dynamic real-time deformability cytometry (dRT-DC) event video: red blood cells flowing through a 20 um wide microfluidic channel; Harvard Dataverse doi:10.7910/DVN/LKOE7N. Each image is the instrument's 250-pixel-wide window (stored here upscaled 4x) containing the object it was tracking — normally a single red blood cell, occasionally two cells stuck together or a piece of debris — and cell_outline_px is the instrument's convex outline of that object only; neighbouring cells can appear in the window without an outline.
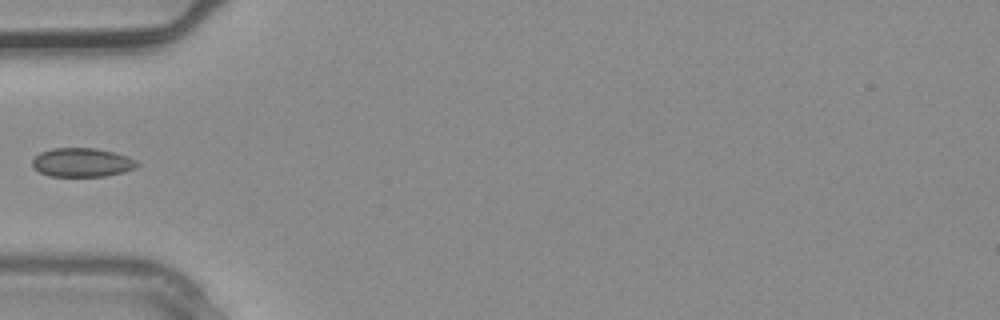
{"species": "common noctule bat (a hibernating species)", "species_latin": "Nyctalus noctula", "temperature_condition": "warm", "stored_images_in_passage": 4, "camera_frame_rate_fps": 3000, "um_per_image_px": 0.085, "animal": {"sex": "male", "body_mass_g": 20.4}, "frame": {"image": 1, "passage_image": 4, "time_ms": 1.0, "image_size_px": [1000, 320], "cell_outline_px": [[140, 164], [136, 168], [124, 172], [104, 176], [48, 176], [40, 172], [32, 164], [32, 160], [40, 152], [52, 148], [96, 148], [128, 156], [136, 160]], "centroid_in_image_um": [7.0, 13.81], "position_along_channel_um": 78.0, "area_um2": 17.63}}